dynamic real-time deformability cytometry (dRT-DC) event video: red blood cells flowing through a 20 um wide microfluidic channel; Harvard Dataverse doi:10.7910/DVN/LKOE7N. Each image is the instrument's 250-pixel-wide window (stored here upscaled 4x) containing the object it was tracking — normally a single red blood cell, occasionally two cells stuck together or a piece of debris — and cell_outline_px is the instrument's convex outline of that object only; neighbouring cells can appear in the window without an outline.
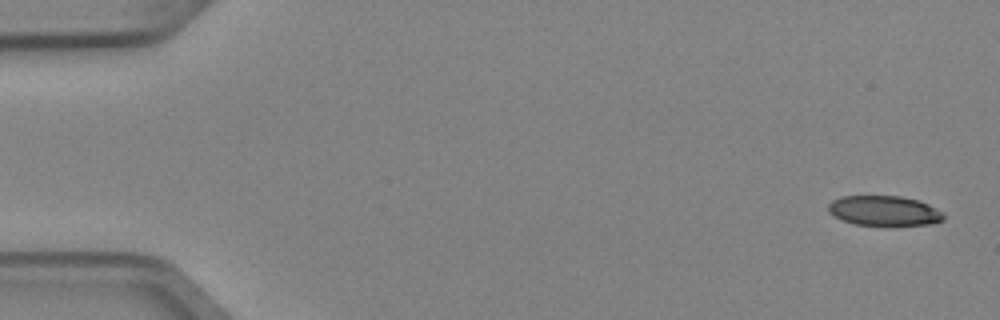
{"species": "Egyptian fruit bat (a non-hibernating species)", "species_latin": "Rousettus aegyptiacus", "temperature_condition": "cold", "stored_images_in_passage": 5, "camera_frame_rate_fps": 3000, "um_per_image_px": 0.085, "animal": {"sex": "female"}, "frame": {"image": 1, "passage_image": 1, "time_ms": 0.0, "image_size_px": [1000, 320], "cell_outline_px": [[944, 220], [932, 224], [888, 228], [856, 224], [844, 220], [828, 212], [828, 204], [832, 200], [840, 196], [900, 196], [920, 200], [944, 212]], "centroid_in_image_um": [75.21, 17.95], "position_along_channel_um": 9.8, "area_um2": 20.98}}
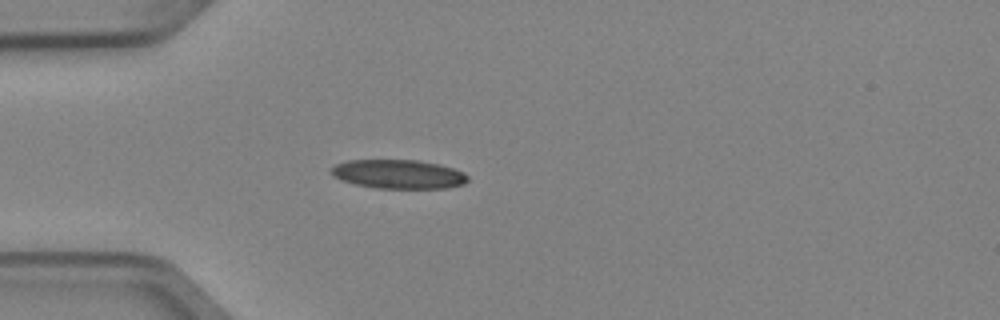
{"frame": {"image": 2, "passage_image": 5, "time_ms": 1.333, "image_size_px": [1000, 320], "cell_outline_px": [[468, 180], [464, 184], [448, 188], [376, 188], [356, 184], [340, 180], [332, 176], [328, 172], [336, 164], [348, 160], [416, 160], [440, 164], [464, 172], [468, 176]], "centroid_in_image_um": [33.86, 14.8], "position_along_channel_um": 51.1, "area_um2": 23.18}}